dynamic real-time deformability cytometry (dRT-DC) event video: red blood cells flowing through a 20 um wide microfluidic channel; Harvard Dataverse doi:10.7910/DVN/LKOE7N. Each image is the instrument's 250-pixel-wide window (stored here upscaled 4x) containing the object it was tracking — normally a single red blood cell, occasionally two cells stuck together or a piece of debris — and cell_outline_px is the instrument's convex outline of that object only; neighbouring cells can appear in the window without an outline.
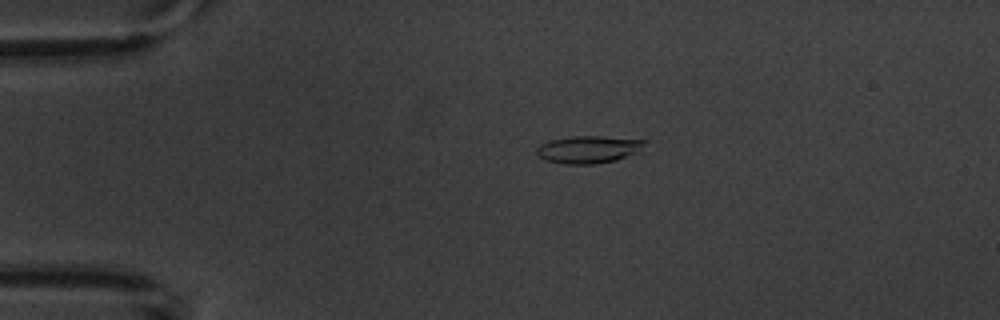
{"species": "common noctule bat (a hibernating species)", "species_latin": "Nyctalus noctula", "temperature_condition": "warm", "stored_images_in_passage": 4, "camera_frame_rate_fps": 3000, "um_per_image_px": 0.085, "animal": {"sex": "male", "body_mass_g": 20.1, "forearm_length_mm": 53.5}, "frame": {"image": 1, "passage_image": 2, "time_ms": 1.0, "image_size_px": [1000, 320], "cell_outline_px": [[648, 140], [640, 152], [616, 160], [592, 164], [564, 164], [544, 160], [536, 152], [536, 148], [540, 144], [552, 140], [572, 136], [600, 136]], "centroid_in_image_um": [50.05, 12.7], "position_along_channel_um": 34.9, "area_um2": 17.34}}